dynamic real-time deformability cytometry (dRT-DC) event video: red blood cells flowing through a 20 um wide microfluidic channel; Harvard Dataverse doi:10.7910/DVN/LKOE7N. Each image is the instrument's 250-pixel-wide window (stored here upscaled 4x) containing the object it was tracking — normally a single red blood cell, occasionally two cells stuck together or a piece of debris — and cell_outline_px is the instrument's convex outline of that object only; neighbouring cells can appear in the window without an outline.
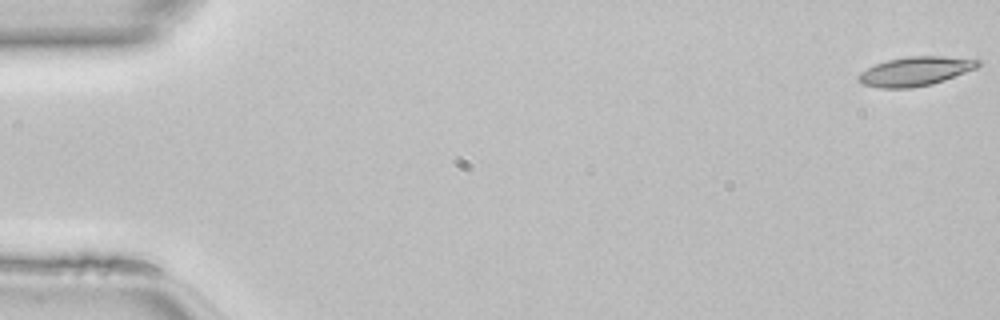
{"species": "common noctule bat (a hibernating species)", "species_latin": "Nyctalus noctula", "temperature_condition": "room temperature", "stored_images_in_passage": 48, "camera_frame_rate_fps": 3000, "um_per_image_px": 0.085, "animal": {"sex": "female", "body_mass_g": 22.7, "forearm_length_mm": 54.2}, "frame": {"image": 1, "passage_image": 1, "time_ms": 0.0, "image_size_px": [1000, 320], "cell_outline_px": [[980, 64], [976, 68], [944, 80], [932, 84], [912, 88], [880, 88], [864, 84], [856, 80], [856, 76], [860, 72], [876, 64], [888, 60], [908, 56], [944, 56], [980, 60]], "centroid_in_image_um": [77.77, 6.06], "position_along_channel_um": 7.2, "area_um2": 20.17}}
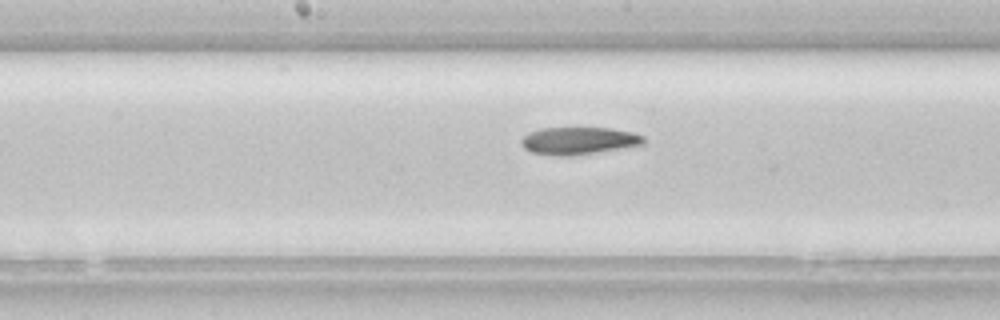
{"frame": {"image": 2, "passage_image": 25, "time_ms": 8.0, "image_size_px": [1000, 320], "cell_outline_px": [[644, 144], [568, 156], [556, 156], [532, 152], [524, 148], [520, 144], [520, 140], [528, 132], [540, 128], [612, 128], [632, 132], [644, 136]], "centroid_in_image_um": [49.14, 11.95], "position_along_channel_um": 199.1, "area_um2": 19.36}}
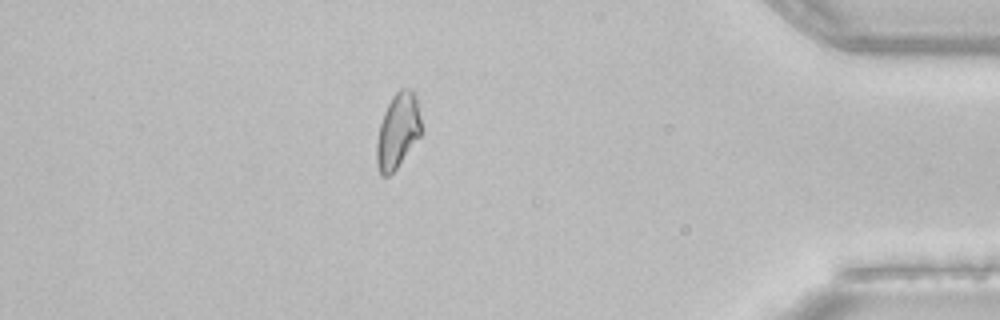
{"frame": {"image": 3, "passage_image": 42, "time_ms": 13.667, "image_size_px": [1000, 320], "cell_outline_px": [[420, 136], [396, 168], [388, 176], [380, 176], [376, 164], [376, 140], [380, 124], [384, 112], [392, 96], [400, 88], [412, 88], [416, 96], [420, 116]], "centroid_in_image_um": [33.78, 11.11], "position_along_channel_um": 401.4, "area_um2": 19.48}}